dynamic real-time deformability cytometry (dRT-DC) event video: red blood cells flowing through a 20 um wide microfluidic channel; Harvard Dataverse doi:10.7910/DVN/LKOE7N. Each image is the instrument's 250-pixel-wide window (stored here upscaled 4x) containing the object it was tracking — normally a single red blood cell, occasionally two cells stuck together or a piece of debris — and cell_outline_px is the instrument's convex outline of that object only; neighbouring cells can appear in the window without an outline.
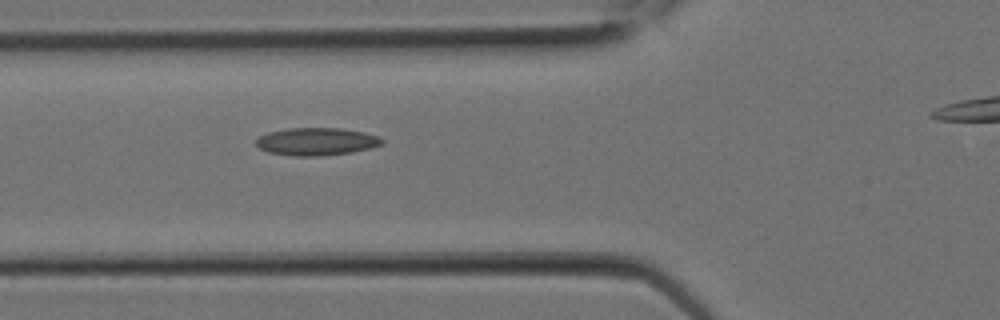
{"species": "Egyptian fruit bat (a non-hibernating species)", "species_latin": "Rousettus aegyptiacus", "temperature_condition": "room temperature", "stored_images_in_passage": 4, "segment_of_instrument_passage": [1, 2], "camera_frame_rate_fps": 3000, "um_per_image_px": 0.085, "animal": {"sex": "female"}, "frame": {"image": 1, "passage_image": 3, "time_ms": 0.667, "image_size_px": [1000, 320], "cell_outline_px": [[384, 144], [372, 148], [352, 152], [320, 156], [292, 156], [268, 152], [260, 148], [256, 144], [256, 140], [260, 136], [268, 132], [288, 128], [340, 128], [364, 132], [380, 136], [384, 140]], "centroid_in_image_um": [26.94, 12.03], "position_along_channel_um": 98.9, "area_um2": 20.46}}